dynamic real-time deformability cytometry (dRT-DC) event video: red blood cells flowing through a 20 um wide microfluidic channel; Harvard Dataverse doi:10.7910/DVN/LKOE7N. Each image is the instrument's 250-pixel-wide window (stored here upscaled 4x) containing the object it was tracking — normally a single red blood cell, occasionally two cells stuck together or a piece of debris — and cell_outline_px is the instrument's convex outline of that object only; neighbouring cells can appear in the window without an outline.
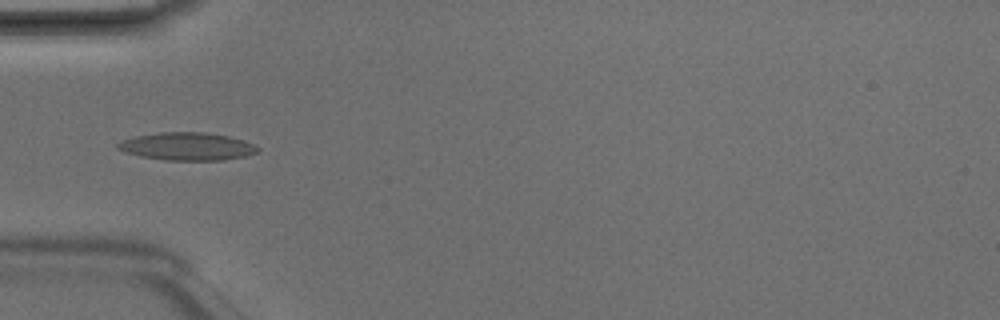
{"species": "Egyptian fruit bat (a non-hibernating species)", "species_latin": "Rousettus aegyptiacus", "temperature_condition": "room temperature", "stored_images_in_passage": 5, "camera_frame_rate_fps": 3000, "um_per_image_px": 0.085, "animal": {"sex": "male"}, "frame": {"image": 1, "passage_image": 4, "time_ms": 1.0, "image_size_px": [1000, 320], "cell_outline_px": [[260, 148], [256, 152], [244, 156], [224, 160], [164, 160], [140, 156], [124, 152], [116, 148], [116, 144], [124, 140], [136, 136], [160, 132], [204, 132], [228, 136], [244, 140]], "centroid_in_image_um": [15.89, 12.44], "position_along_channel_um": 69.1, "area_um2": 22.54}}